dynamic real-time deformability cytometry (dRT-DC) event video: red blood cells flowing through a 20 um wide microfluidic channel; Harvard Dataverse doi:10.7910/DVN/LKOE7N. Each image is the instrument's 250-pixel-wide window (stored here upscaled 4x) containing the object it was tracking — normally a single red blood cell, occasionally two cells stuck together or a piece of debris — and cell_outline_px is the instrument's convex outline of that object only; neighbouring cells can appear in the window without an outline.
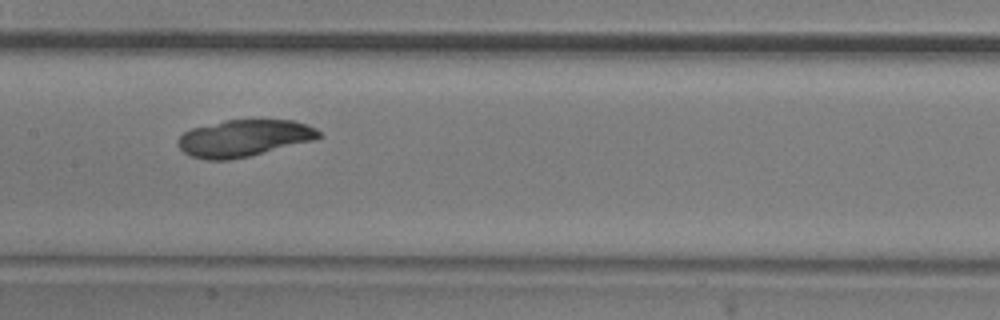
{"species": "common noctule bat (a hibernating species)", "species_latin": "Nyctalus noctula", "temperature_condition": "room temperature", "stored_images_in_passage": 14, "camera_frame_rate_fps": 3000, "um_per_image_px": 0.085, "animal": {"sex": "male", "body_mass_g": 20.5, "forearm_length_mm": 52.5}, "frame": {"image": 1, "passage_image": 7, "time_ms": 2.0, "image_size_px": [1000, 320], "cell_outline_px": [[320, 136], [316, 140], [248, 156], [228, 160], [208, 160], [192, 156], [184, 152], [176, 144], [180, 136], [184, 132], [192, 128], [224, 120], [260, 116], [292, 120], [308, 124], [316, 128], [320, 132]], "centroid_in_image_um": [20.78, 11.68], "position_along_channel_um": 186.6, "area_um2": 31.15}}
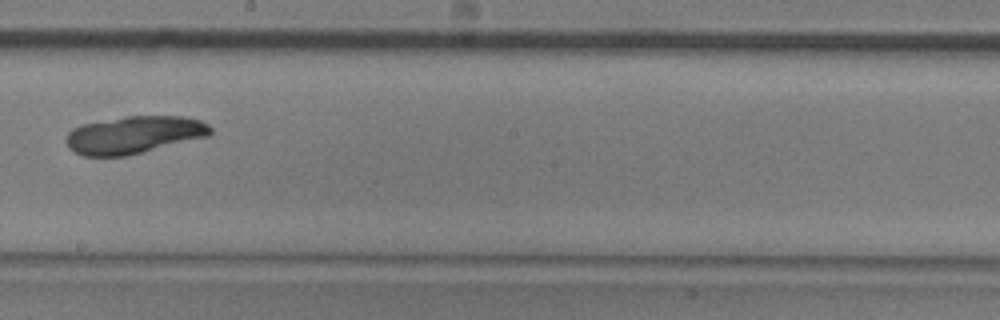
{"frame": {"image": 2, "passage_image": 8, "time_ms": 2.333, "image_size_px": [1000, 320], "cell_outline_px": [[212, 132], [208, 136], [128, 156], [84, 156], [68, 148], [68, 132], [72, 128], [84, 124], [128, 116], [184, 116], [200, 120], [208, 124], [212, 128]], "centroid_in_image_um": [11.43, 11.46], "position_along_channel_um": 236.8, "area_um2": 31.33}}